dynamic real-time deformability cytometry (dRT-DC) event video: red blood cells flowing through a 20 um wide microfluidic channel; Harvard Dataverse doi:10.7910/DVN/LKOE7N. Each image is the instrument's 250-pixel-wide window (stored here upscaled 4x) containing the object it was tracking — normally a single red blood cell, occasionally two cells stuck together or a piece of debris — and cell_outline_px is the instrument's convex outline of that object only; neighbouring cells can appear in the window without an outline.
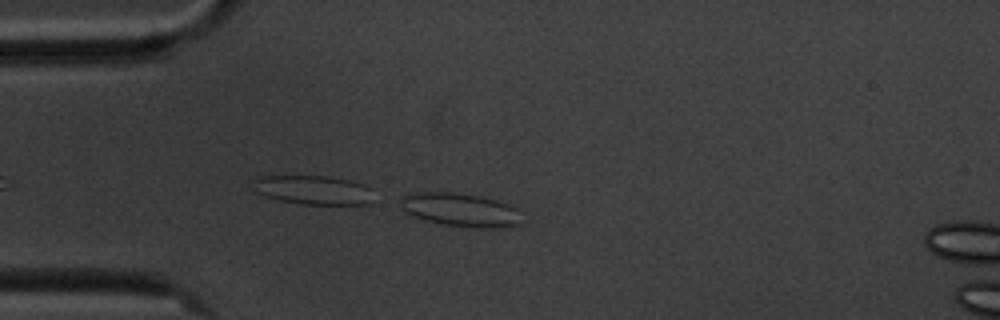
{"species": "common noctule bat (a hibernating species)", "species_latin": "Nyctalus noctula", "temperature_condition": "cold", "stored_images_in_passage": 6, "camera_frame_rate_fps": 3000, "um_per_image_px": 0.085, "animal": {"sex": "male", "body_mass_g": 20.1, "forearm_length_mm": 53.5}, "frame": {"image": 1, "passage_image": 6, "time_ms": 1.667, "image_size_px": [1000, 320], "cell_outline_px": [[520, 224], [504, 228], [480, 228], [444, 224], [424, 220], [412, 216], [404, 212], [396, 204], [400, 196], [408, 192], [448, 192], [480, 196], [512, 204], [516, 208]], "centroid_in_image_um": [39.03, 17.82], "position_along_channel_um": 46.0, "area_um2": 24.04}}